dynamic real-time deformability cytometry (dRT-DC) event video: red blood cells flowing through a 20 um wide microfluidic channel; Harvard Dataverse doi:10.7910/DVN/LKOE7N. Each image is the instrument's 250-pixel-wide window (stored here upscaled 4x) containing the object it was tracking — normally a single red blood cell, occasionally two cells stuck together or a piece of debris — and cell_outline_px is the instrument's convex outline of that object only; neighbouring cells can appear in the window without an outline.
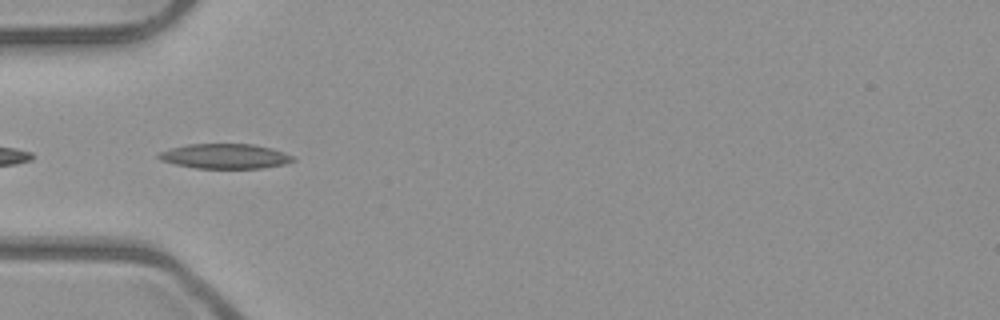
{"species": "common noctule bat (a hibernating species)", "species_latin": "Nyctalus noctula", "temperature_condition": "room temperature", "stored_images_in_passage": 7, "camera_frame_rate_fps": 3000, "um_per_image_px": 0.085, "animal": {"sex": "male", "body_mass_g": 23.1, "forearm_length_mm": 52.7}, "frame": {"image": 1, "passage_image": 5, "time_ms": 1.333, "image_size_px": [1000, 320], "cell_outline_px": [[296, 160], [284, 164], [260, 168], [196, 168], [176, 164], [160, 160], [156, 156], [160, 152], [172, 148], [188, 144], [252, 144], [272, 148], [292, 156]], "centroid_in_image_um": [19.12, 13.28], "position_along_channel_um": 65.9, "area_um2": 19.25}}
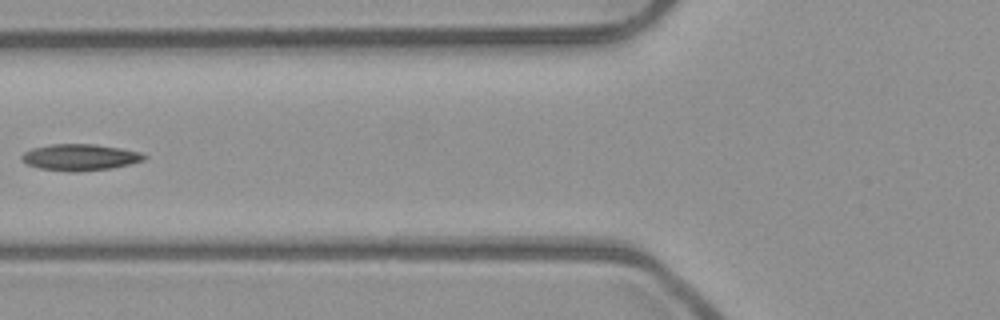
{"frame": {"image": 2, "passage_image": 6, "time_ms": 1.667, "image_size_px": [1000, 320], "cell_outline_px": [[148, 156], [144, 160], [112, 168], [76, 172], [68, 172], [40, 168], [28, 164], [20, 156], [24, 152], [32, 148], [52, 144], [92, 144], [120, 148], [140, 152]], "centroid_in_image_um": [6.81, 13.37], "position_along_channel_um": 119.0, "area_um2": 18.73}}
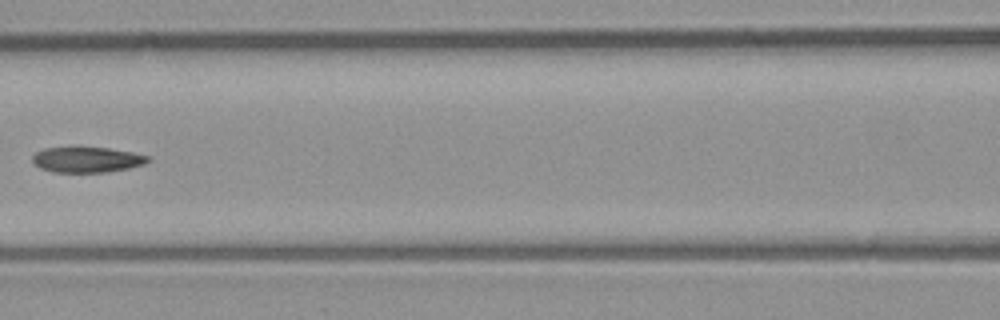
{"frame": {"image": 3, "passage_image": 7, "time_ms": 2.0, "image_size_px": [1000, 320], "cell_outline_px": [[152, 160], [144, 164], [128, 168], [108, 172], [52, 172], [40, 168], [32, 160], [32, 156], [36, 152], [44, 148], [108, 148], [132, 152], [148, 156]], "centroid_in_image_um": [7.4, 13.58], "position_along_channel_um": 159.2, "area_um2": 16.99}}